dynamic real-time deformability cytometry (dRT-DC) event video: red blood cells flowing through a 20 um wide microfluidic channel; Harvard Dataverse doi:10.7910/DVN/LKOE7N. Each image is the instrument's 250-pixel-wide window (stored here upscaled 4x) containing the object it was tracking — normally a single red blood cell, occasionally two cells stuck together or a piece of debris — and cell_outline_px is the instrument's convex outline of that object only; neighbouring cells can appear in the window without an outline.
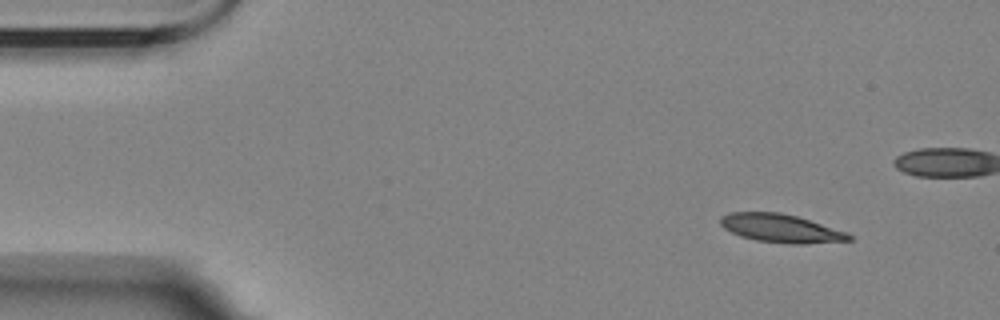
{"species": "Egyptian fruit bat (a non-hibernating species)", "species_latin": "Rousettus aegyptiacus", "temperature_condition": "room temperature", "stored_images_in_passage": 5, "camera_frame_rate_fps": 3000, "um_per_image_px": 0.085, "animal": {"sex": "female"}, "frame": {"image": 1, "passage_image": 1, "time_ms": 0.0, "image_size_px": [1000, 320], "cell_outline_px": [[852, 240], [804, 244], [792, 244], [756, 240], [740, 236], [724, 228], [720, 224], [720, 216], [728, 212], [780, 212], [796, 216], [848, 232], [852, 236]], "centroid_in_image_um": [66.36, 19.4], "position_along_channel_um": 18.6, "area_um2": 21.21}}